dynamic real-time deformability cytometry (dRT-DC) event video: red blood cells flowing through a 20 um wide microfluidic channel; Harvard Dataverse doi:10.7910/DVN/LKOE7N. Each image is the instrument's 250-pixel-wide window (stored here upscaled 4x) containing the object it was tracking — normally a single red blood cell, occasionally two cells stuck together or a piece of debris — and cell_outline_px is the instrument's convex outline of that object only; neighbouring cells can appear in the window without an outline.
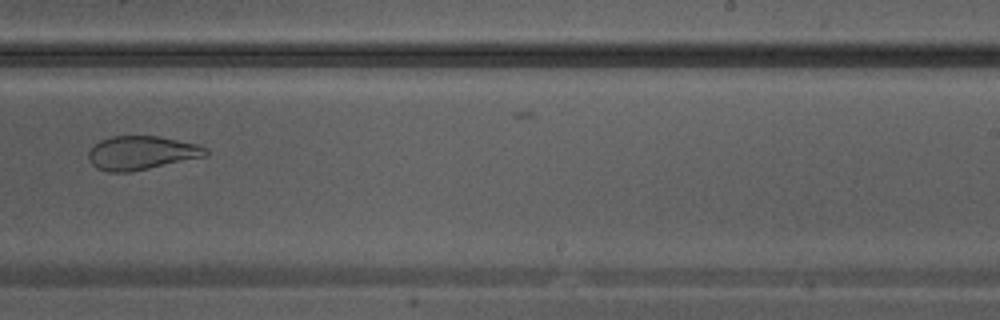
{"species": "Egyptian fruit bat (a non-hibernating species)", "species_latin": "Rousettus aegyptiacus", "temperature_condition": "warm", "stored_images_in_passage": 14, "camera_frame_rate_fps": 3000, "um_per_image_px": 0.085, "animal": {"sex": "male"}, "frame": {"image": 1, "passage_image": 11, "time_ms": 3.333, "image_size_px": [1000, 320], "cell_outline_px": [[208, 156], [128, 172], [108, 172], [96, 168], [88, 160], [88, 152], [100, 140], [112, 136], [156, 136], [200, 144], [208, 148]], "centroid_in_image_um": [12.05, 12.99], "position_along_channel_um": 277.0, "area_um2": 23.06}}